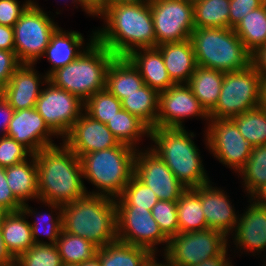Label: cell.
<instances>
[{"instance_id":"cell-53","label":"cell","mask_w":266,"mask_h":266,"mask_svg":"<svg viewBox=\"0 0 266 266\" xmlns=\"http://www.w3.org/2000/svg\"><path fill=\"white\" fill-rule=\"evenodd\" d=\"M247 199L260 207H266V183L257 188Z\"/></svg>"},{"instance_id":"cell-46","label":"cell","mask_w":266,"mask_h":266,"mask_svg":"<svg viewBox=\"0 0 266 266\" xmlns=\"http://www.w3.org/2000/svg\"><path fill=\"white\" fill-rule=\"evenodd\" d=\"M20 65L15 51L0 50V90L6 86Z\"/></svg>"},{"instance_id":"cell-39","label":"cell","mask_w":266,"mask_h":266,"mask_svg":"<svg viewBox=\"0 0 266 266\" xmlns=\"http://www.w3.org/2000/svg\"><path fill=\"white\" fill-rule=\"evenodd\" d=\"M159 201L156 194L143 184L135 175L125 186L121 196L115 199L116 206H137V208L151 209Z\"/></svg>"},{"instance_id":"cell-48","label":"cell","mask_w":266,"mask_h":266,"mask_svg":"<svg viewBox=\"0 0 266 266\" xmlns=\"http://www.w3.org/2000/svg\"><path fill=\"white\" fill-rule=\"evenodd\" d=\"M14 111L7 100L0 94V137L6 136Z\"/></svg>"},{"instance_id":"cell-6","label":"cell","mask_w":266,"mask_h":266,"mask_svg":"<svg viewBox=\"0 0 266 266\" xmlns=\"http://www.w3.org/2000/svg\"><path fill=\"white\" fill-rule=\"evenodd\" d=\"M115 57L95 39L73 62L54 71L48 81L85 103L96 92L105 89L106 73Z\"/></svg>"},{"instance_id":"cell-18","label":"cell","mask_w":266,"mask_h":266,"mask_svg":"<svg viewBox=\"0 0 266 266\" xmlns=\"http://www.w3.org/2000/svg\"><path fill=\"white\" fill-rule=\"evenodd\" d=\"M6 136L25 146L32 154L56 145L53 138L59 139L35 107L14 111Z\"/></svg>"},{"instance_id":"cell-57","label":"cell","mask_w":266,"mask_h":266,"mask_svg":"<svg viewBox=\"0 0 266 266\" xmlns=\"http://www.w3.org/2000/svg\"><path fill=\"white\" fill-rule=\"evenodd\" d=\"M151 0H107V4H143Z\"/></svg>"},{"instance_id":"cell-35","label":"cell","mask_w":266,"mask_h":266,"mask_svg":"<svg viewBox=\"0 0 266 266\" xmlns=\"http://www.w3.org/2000/svg\"><path fill=\"white\" fill-rule=\"evenodd\" d=\"M193 5L195 28H229L230 0H198Z\"/></svg>"},{"instance_id":"cell-19","label":"cell","mask_w":266,"mask_h":266,"mask_svg":"<svg viewBox=\"0 0 266 266\" xmlns=\"http://www.w3.org/2000/svg\"><path fill=\"white\" fill-rule=\"evenodd\" d=\"M61 141L79 158L84 154L121 144L106 124L93 119L85 111Z\"/></svg>"},{"instance_id":"cell-1","label":"cell","mask_w":266,"mask_h":266,"mask_svg":"<svg viewBox=\"0 0 266 266\" xmlns=\"http://www.w3.org/2000/svg\"><path fill=\"white\" fill-rule=\"evenodd\" d=\"M98 18L103 27L95 29V39L116 57H126L139 48L156 47L150 3L107 4Z\"/></svg>"},{"instance_id":"cell-8","label":"cell","mask_w":266,"mask_h":266,"mask_svg":"<svg viewBox=\"0 0 266 266\" xmlns=\"http://www.w3.org/2000/svg\"><path fill=\"white\" fill-rule=\"evenodd\" d=\"M48 13L51 11H45L34 0L13 26L15 53L21 64L36 65L41 61L51 35L59 27L55 15Z\"/></svg>"},{"instance_id":"cell-7","label":"cell","mask_w":266,"mask_h":266,"mask_svg":"<svg viewBox=\"0 0 266 266\" xmlns=\"http://www.w3.org/2000/svg\"><path fill=\"white\" fill-rule=\"evenodd\" d=\"M190 41L198 66L227 73L251 65V53L232 28H195Z\"/></svg>"},{"instance_id":"cell-51","label":"cell","mask_w":266,"mask_h":266,"mask_svg":"<svg viewBox=\"0 0 266 266\" xmlns=\"http://www.w3.org/2000/svg\"><path fill=\"white\" fill-rule=\"evenodd\" d=\"M0 50L15 51L13 27L0 25Z\"/></svg>"},{"instance_id":"cell-47","label":"cell","mask_w":266,"mask_h":266,"mask_svg":"<svg viewBox=\"0 0 266 266\" xmlns=\"http://www.w3.org/2000/svg\"><path fill=\"white\" fill-rule=\"evenodd\" d=\"M0 204L9 212L19 211L23 205L8 186L5 168L3 167H0Z\"/></svg>"},{"instance_id":"cell-42","label":"cell","mask_w":266,"mask_h":266,"mask_svg":"<svg viewBox=\"0 0 266 266\" xmlns=\"http://www.w3.org/2000/svg\"><path fill=\"white\" fill-rule=\"evenodd\" d=\"M151 214L168 239L179 233L176 201L159 200L151 209Z\"/></svg>"},{"instance_id":"cell-34","label":"cell","mask_w":266,"mask_h":266,"mask_svg":"<svg viewBox=\"0 0 266 266\" xmlns=\"http://www.w3.org/2000/svg\"><path fill=\"white\" fill-rule=\"evenodd\" d=\"M234 31L251 54L266 44V7L264 4L249 12L234 28Z\"/></svg>"},{"instance_id":"cell-25","label":"cell","mask_w":266,"mask_h":266,"mask_svg":"<svg viewBox=\"0 0 266 266\" xmlns=\"http://www.w3.org/2000/svg\"><path fill=\"white\" fill-rule=\"evenodd\" d=\"M157 48L161 51L171 80L175 84L188 83L198 66L190 39L182 42L164 43Z\"/></svg>"},{"instance_id":"cell-10","label":"cell","mask_w":266,"mask_h":266,"mask_svg":"<svg viewBox=\"0 0 266 266\" xmlns=\"http://www.w3.org/2000/svg\"><path fill=\"white\" fill-rule=\"evenodd\" d=\"M229 247V238L218 230L204 229L178 233L168 239L161 254L176 266H195L219 256Z\"/></svg>"},{"instance_id":"cell-12","label":"cell","mask_w":266,"mask_h":266,"mask_svg":"<svg viewBox=\"0 0 266 266\" xmlns=\"http://www.w3.org/2000/svg\"><path fill=\"white\" fill-rule=\"evenodd\" d=\"M117 240L162 254L168 238L162 233L151 211L137 206H116ZM161 248L158 250V246Z\"/></svg>"},{"instance_id":"cell-64","label":"cell","mask_w":266,"mask_h":266,"mask_svg":"<svg viewBox=\"0 0 266 266\" xmlns=\"http://www.w3.org/2000/svg\"><path fill=\"white\" fill-rule=\"evenodd\" d=\"M186 1H189V2L194 3V2H196V1H198V0H186Z\"/></svg>"},{"instance_id":"cell-41","label":"cell","mask_w":266,"mask_h":266,"mask_svg":"<svg viewBox=\"0 0 266 266\" xmlns=\"http://www.w3.org/2000/svg\"><path fill=\"white\" fill-rule=\"evenodd\" d=\"M18 266H62L56 244H34L17 259Z\"/></svg>"},{"instance_id":"cell-11","label":"cell","mask_w":266,"mask_h":266,"mask_svg":"<svg viewBox=\"0 0 266 266\" xmlns=\"http://www.w3.org/2000/svg\"><path fill=\"white\" fill-rule=\"evenodd\" d=\"M203 131L208 152L237 175L246 165L252 146L240 134L235 122L232 119H210Z\"/></svg>"},{"instance_id":"cell-33","label":"cell","mask_w":266,"mask_h":266,"mask_svg":"<svg viewBox=\"0 0 266 266\" xmlns=\"http://www.w3.org/2000/svg\"><path fill=\"white\" fill-rule=\"evenodd\" d=\"M159 94L148 85L121 100L122 109L137 116L150 129L156 128Z\"/></svg>"},{"instance_id":"cell-43","label":"cell","mask_w":266,"mask_h":266,"mask_svg":"<svg viewBox=\"0 0 266 266\" xmlns=\"http://www.w3.org/2000/svg\"><path fill=\"white\" fill-rule=\"evenodd\" d=\"M31 155L32 153L16 140L7 136L0 137V167L14 166Z\"/></svg>"},{"instance_id":"cell-27","label":"cell","mask_w":266,"mask_h":266,"mask_svg":"<svg viewBox=\"0 0 266 266\" xmlns=\"http://www.w3.org/2000/svg\"><path fill=\"white\" fill-rule=\"evenodd\" d=\"M138 69L127 57H115L106 73L105 88L122 100L144 86Z\"/></svg>"},{"instance_id":"cell-49","label":"cell","mask_w":266,"mask_h":266,"mask_svg":"<svg viewBox=\"0 0 266 266\" xmlns=\"http://www.w3.org/2000/svg\"><path fill=\"white\" fill-rule=\"evenodd\" d=\"M79 4L87 16L98 18L105 11L107 0H79Z\"/></svg>"},{"instance_id":"cell-62","label":"cell","mask_w":266,"mask_h":266,"mask_svg":"<svg viewBox=\"0 0 266 266\" xmlns=\"http://www.w3.org/2000/svg\"><path fill=\"white\" fill-rule=\"evenodd\" d=\"M266 255L264 256V259L263 260H261L262 261V263H264V264H262V266H266ZM264 261V262H263Z\"/></svg>"},{"instance_id":"cell-15","label":"cell","mask_w":266,"mask_h":266,"mask_svg":"<svg viewBox=\"0 0 266 266\" xmlns=\"http://www.w3.org/2000/svg\"><path fill=\"white\" fill-rule=\"evenodd\" d=\"M186 119L198 118L209 123V113L193 95L187 83L174 84L166 91L159 93L158 116L156 128H184ZM185 121V122H184Z\"/></svg>"},{"instance_id":"cell-59","label":"cell","mask_w":266,"mask_h":266,"mask_svg":"<svg viewBox=\"0 0 266 266\" xmlns=\"http://www.w3.org/2000/svg\"><path fill=\"white\" fill-rule=\"evenodd\" d=\"M9 213V211L0 204V224L3 222L5 216Z\"/></svg>"},{"instance_id":"cell-44","label":"cell","mask_w":266,"mask_h":266,"mask_svg":"<svg viewBox=\"0 0 266 266\" xmlns=\"http://www.w3.org/2000/svg\"><path fill=\"white\" fill-rule=\"evenodd\" d=\"M34 0H0V25L13 27ZM21 4V5H20Z\"/></svg>"},{"instance_id":"cell-32","label":"cell","mask_w":266,"mask_h":266,"mask_svg":"<svg viewBox=\"0 0 266 266\" xmlns=\"http://www.w3.org/2000/svg\"><path fill=\"white\" fill-rule=\"evenodd\" d=\"M112 134L120 143L127 144L136 150L142 149L139 143L144 137L150 138V128L137 116L121 109L106 123ZM140 146V147H139Z\"/></svg>"},{"instance_id":"cell-54","label":"cell","mask_w":266,"mask_h":266,"mask_svg":"<svg viewBox=\"0 0 266 266\" xmlns=\"http://www.w3.org/2000/svg\"><path fill=\"white\" fill-rule=\"evenodd\" d=\"M12 260H14V259L7 252L5 243L3 241L2 232L0 229V264H4V263H7V262L12 261Z\"/></svg>"},{"instance_id":"cell-23","label":"cell","mask_w":266,"mask_h":266,"mask_svg":"<svg viewBox=\"0 0 266 266\" xmlns=\"http://www.w3.org/2000/svg\"><path fill=\"white\" fill-rule=\"evenodd\" d=\"M36 202L41 203L43 207H48L43 211H40L29 206L28 203L23 204L21 210L30 220L34 219L33 222L29 221L31 225L32 239L34 244H56L61 231L63 230L62 226V206L52 202H46L43 200H37ZM43 211V212H42ZM51 211V212H50ZM49 212V213H48ZM46 237L48 240H43L42 237Z\"/></svg>"},{"instance_id":"cell-36","label":"cell","mask_w":266,"mask_h":266,"mask_svg":"<svg viewBox=\"0 0 266 266\" xmlns=\"http://www.w3.org/2000/svg\"><path fill=\"white\" fill-rule=\"evenodd\" d=\"M56 246L63 264L80 265L92 259L98 250V247L89 240L63 230L56 242Z\"/></svg>"},{"instance_id":"cell-50","label":"cell","mask_w":266,"mask_h":266,"mask_svg":"<svg viewBox=\"0 0 266 266\" xmlns=\"http://www.w3.org/2000/svg\"><path fill=\"white\" fill-rule=\"evenodd\" d=\"M251 65L262 79L266 78V44L251 54Z\"/></svg>"},{"instance_id":"cell-14","label":"cell","mask_w":266,"mask_h":266,"mask_svg":"<svg viewBox=\"0 0 266 266\" xmlns=\"http://www.w3.org/2000/svg\"><path fill=\"white\" fill-rule=\"evenodd\" d=\"M35 109L61 141L83 114L84 102L47 81L36 101Z\"/></svg>"},{"instance_id":"cell-63","label":"cell","mask_w":266,"mask_h":266,"mask_svg":"<svg viewBox=\"0 0 266 266\" xmlns=\"http://www.w3.org/2000/svg\"><path fill=\"white\" fill-rule=\"evenodd\" d=\"M62 266H80V265H76V264H63Z\"/></svg>"},{"instance_id":"cell-20","label":"cell","mask_w":266,"mask_h":266,"mask_svg":"<svg viewBox=\"0 0 266 266\" xmlns=\"http://www.w3.org/2000/svg\"><path fill=\"white\" fill-rule=\"evenodd\" d=\"M47 81L46 74H39L36 65L21 64L1 90V95L15 111L34 108Z\"/></svg>"},{"instance_id":"cell-3","label":"cell","mask_w":266,"mask_h":266,"mask_svg":"<svg viewBox=\"0 0 266 266\" xmlns=\"http://www.w3.org/2000/svg\"><path fill=\"white\" fill-rule=\"evenodd\" d=\"M185 128L150 129V148L159 155L185 188H197L212 180L203 165L201 152L194 142L196 133Z\"/></svg>"},{"instance_id":"cell-21","label":"cell","mask_w":266,"mask_h":266,"mask_svg":"<svg viewBox=\"0 0 266 266\" xmlns=\"http://www.w3.org/2000/svg\"><path fill=\"white\" fill-rule=\"evenodd\" d=\"M213 184V185H212ZM214 182L201 185V207L208 229L218 230L227 237L234 232L239 219V210H235L229 196Z\"/></svg>"},{"instance_id":"cell-65","label":"cell","mask_w":266,"mask_h":266,"mask_svg":"<svg viewBox=\"0 0 266 266\" xmlns=\"http://www.w3.org/2000/svg\"><path fill=\"white\" fill-rule=\"evenodd\" d=\"M263 4H264V6L266 7V0H263Z\"/></svg>"},{"instance_id":"cell-60","label":"cell","mask_w":266,"mask_h":266,"mask_svg":"<svg viewBox=\"0 0 266 266\" xmlns=\"http://www.w3.org/2000/svg\"><path fill=\"white\" fill-rule=\"evenodd\" d=\"M70 1H71V2H70L71 5L73 4L72 6H73V7L75 6L74 8L77 9V8H79V7H80V8L82 7V6L79 4V0H70ZM58 2H60V1H58ZM64 2L66 3V2H68V0H66V1L64 0Z\"/></svg>"},{"instance_id":"cell-38","label":"cell","mask_w":266,"mask_h":266,"mask_svg":"<svg viewBox=\"0 0 266 266\" xmlns=\"http://www.w3.org/2000/svg\"><path fill=\"white\" fill-rule=\"evenodd\" d=\"M240 134L252 146L266 144V110L260 106L232 119Z\"/></svg>"},{"instance_id":"cell-31","label":"cell","mask_w":266,"mask_h":266,"mask_svg":"<svg viewBox=\"0 0 266 266\" xmlns=\"http://www.w3.org/2000/svg\"><path fill=\"white\" fill-rule=\"evenodd\" d=\"M176 203L180 233L208 229L201 207V186L186 189Z\"/></svg>"},{"instance_id":"cell-28","label":"cell","mask_w":266,"mask_h":266,"mask_svg":"<svg viewBox=\"0 0 266 266\" xmlns=\"http://www.w3.org/2000/svg\"><path fill=\"white\" fill-rule=\"evenodd\" d=\"M22 210L9 212L0 229L7 252L13 259L28 251L34 245L31 225Z\"/></svg>"},{"instance_id":"cell-45","label":"cell","mask_w":266,"mask_h":266,"mask_svg":"<svg viewBox=\"0 0 266 266\" xmlns=\"http://www.w3.org/2000/svg\"><path fill=\"white\" fill-rule=\"evenodd\" d=\"M263 5V0H230L229 28L234 29L252 10Z\"/></svg>"},{"instance_id":"cell-16","label":"cell","mask_w":266,"mask_h":266,"mask_svg":"<svg viewBox=\"0 0 266 266\" xmlns=\"http://www.w3.org/2000/svg\"><path fill=\"white\" fill-rule=\"evenodd\" d=\"M134 175L151 188L159 200L177 201L187 189L148 145L136 152Z\"/></svg>"},{"instance_id":"cell-55","label":"cell","mask_w":266,"mask_h":266,"mask_svg":"<svg viewBox=\"0 0 266 266\" xmlns=\"http://www.w3.org/2000/svg\"><path fill=\"white\" fill-rule=\"evenodd\" d=\"M163 261H159L157 254L151 256L144 266H176L172 262H169L165 257L162 256Z\"/></svg>"},{"instance_id":"cell-37","label":"cell","mask_w":266,"mask_h":266,"mask_svg":"<svg viewBox=\"0 0 266 266\" xmlns=\"http://www.w3.org/2000/svg\"><path fill=\"white\" fill-rule=\"evenodd\" d=\"M237 174L247 197L266 183V144L252 147L246 165Z\"/></svg>"},{"instance_id":"cell-40","label":"cell","mask_w":266,"mask_h":266,"mask_svg":"<svg viewBox=\"0 0 266 266\" xmlns=\"http://www.w3.org/2000/svg\"><path fill=\"white\" fill-rule=\"evenodd\" d=\"M122 109L118 100L106 88L96 92L84 103V111L93 119L106 124Z\"/></svg>"},{"instance_id":"cell-9","label":"cell","mask_w":266,"mask_h":266,"mask_svg":"<svg viewBox=\"0 0 266 266\" xmlns=\"http://www.w3.org/2000/svg\"><path fill=\"white\" fill-rule=\"evenodd\" d=\"M261 80L252 65L244 70L224 73L219 99L209 112V118L233 119L259 107Z\"/></svg>"},{"instance_id":"cell-26","label":"cell","mask_w":266,"mask_h":266,"mask_svg":"<svg viewBox=\"0 0 266 266\" xmlns=\"http://www.w3.org/2000/svg\"><path fill=\"white\" fill-rule=\"evenodd\" d=\"M5 174L8 186L22 204L39 200L38 169L34 154L25 161L6 167Z\"/></svg>"},{"instance_id":"cell-22","label":"cell","mask_w":266,"mask_h":266,"mask_svg":"<svg viewBox=\"0 0 266 266\" xmlns=\"http://www.w3.org/2000/svg\"><path fill=\"white\" fill-rule=\"evenodd\" d=\"M90 35V36H89ZM88 35L89 40L85 42L83 34L74 30H63L58 27L51 35L48 46L45 49L44 57L50 64V69L45 72L49 77L54 71L73 62L94 40L95 30Z\"/></svg>"},{"instance_id":"cell-56","label":"cell","mask_w":266,"mask_h":266,"mask_svg":"<svg viewBox=\"0 0 266 266\" xmlns=\"http://www.w3.org/2000/svg\"><path fill=\"white\" fill-rule=\"evenodd\" d=\"M259 106L266 110V78H263L260 83V101Z\"/></svg>"},{"instance_id":"cell-52","label":"cell","mask_w":266,"mask_h":266,"mask_svg":"<svg viewBox=\"0 0 266 266\" xmlns=\"http://www.w3.org/2000/svg\"><path fill=\"white\" fill-rule=\"evenodd\" d=\"M232 246L229 247L219 256L212 257L208 260H204L201 263L195 266H233L231 255L229 254V250ZM229 256V257H228Z\"/></svg>"},{"instance_id":"cell-4","label":"cell","mask_w":266,"mask_h":266,"mask_svg":"<svg viewBox=\"0 0 266 266\" xmlns=\"http://www.w3.org/2000/svg\"><path fill=\"white\" fill-rule=\"evenodd\" d=\"M63 231L103 247L117 240L116 202L113 198L86 194L62 206Z\"/></svg>"},{"instance_id":"cell-17","label":"cell","mask_w":266,"mask_h":266,"mask_svg":"<svg viewBox=\"0 0 266 266\" xmlns=\"http://www.w3.org/2000/svg\"><path fill=\"white\" fill-rule=\"evenodd\" d=\"M247 202L242 214L240 210L234 232L228 237L229 245L234 244L233 253L240 252L242 255L244 252L245 256L252 253L254 257L260 254L263 257L266 254V207H260L250 199Z\"/></svg>"},{"instance_id":"cell-24","label":"cell","mask_w":266,"mask_h":266,"mask_svg":"<svg viewBox=\"0 0 266 266\" xmlns=\"http://www.w3.org/2000/svg\"><path fill=\"white\" fill-rule=\"evenodd\" d=\"M126 57L138 69L144 84L158 94L175 84L168 75L161 51L157 47L139 48Z\"/></svg>"},{"instance_id":"cell-13","label":"cell","mask_w":266,"mask_h":266,"mask_svg":"<svg viewBox=\"0 0 266 266\" xmlns=\"http://www.w3.org/2000/svg\"><path fill=\"white\" fill-rule=\"evenodd\" d=\"M156 47L190 39L194 27V5L186 0H151Z\"/></svg>"},{"instance_id":"cell-61","label":"cell","mask_w":266,"mask_h":266,"mask_svg":"<svg viewBox=\"0 0 266 266\" xmlns=\"http://www.w3.org/2000/svg\"><path fill=\"white\" fill-rule=\"evenodd\" d=\"M0 266H18V263H17V260L14 259V260L9 261V262H7V263L0 264Z\"/></svg>"},{"instance_id":"cell-2","label":"cell","mask_w":266,"mask_h":266,"mask_svg":"<svg viewBox=\"0 0 266 266\" xmlns=\"http://www.w3.org/2000/svg\"><path fill=\"white\" fill-rule=\"evenodd\" d=\"M60 146H59V145ZM35 153L39 199L61 206L88 194L80 158L62 141Z\"/></svg>"},{"instance_id":"cell-29","label":"cell","mask_w":266,"mask_h":266,"mask_svg":"<svg viewBox=\"0 0 266 266\" xmlns=\"http://www.w3.org/2000/svg\"><path fill=\"white\" fill-rule=\"evenodd\" d=\"M223 80L224 72L197 66L187 83L208 113L218 102Z\"/></svg>"},{"instance_id":"cell-58","label":"cell","mask_w":266,"mask_h":266,"mask_svg":"<svg viewBox=\"0 0 266 266\" xmlns=\"http://www.w3.org/2000/svg\"><path fill=\"white\" fill-rule=\"evenodd\" d=\"M80 266H101V263L98 256L95 255L92 259L80 264Z\"/></svg>"},{"instance_id":"cell-5","label":"cell","mask_w":266,"mask_h":266,"mask_svg":"<svg viewBox=\"0 0 266 266\" xmlns=\"http://www.w3.org/2000/svg\"><path fill=\"white\" fill-rule=\"evenodd\" d=\"M136 152L135 148L121 143L81 156L83 180L95 186L88 194L119 198L134 175Z\"/></svg>"},{"instance_id":"cell-30","label":"cell","mask_w":266,"mask_h":266,"mask_svg":"<svg viewBox=\"0 0 266 266\" xmlns=\"http://www.w3.org/2000/svg\"><path fill=\"white\" fill-rule=\"evenodd\" d=\"M96 255L101 266H144L153 254L144 247L116 240L99 247Z\"/></svg>"}]
</instances>
